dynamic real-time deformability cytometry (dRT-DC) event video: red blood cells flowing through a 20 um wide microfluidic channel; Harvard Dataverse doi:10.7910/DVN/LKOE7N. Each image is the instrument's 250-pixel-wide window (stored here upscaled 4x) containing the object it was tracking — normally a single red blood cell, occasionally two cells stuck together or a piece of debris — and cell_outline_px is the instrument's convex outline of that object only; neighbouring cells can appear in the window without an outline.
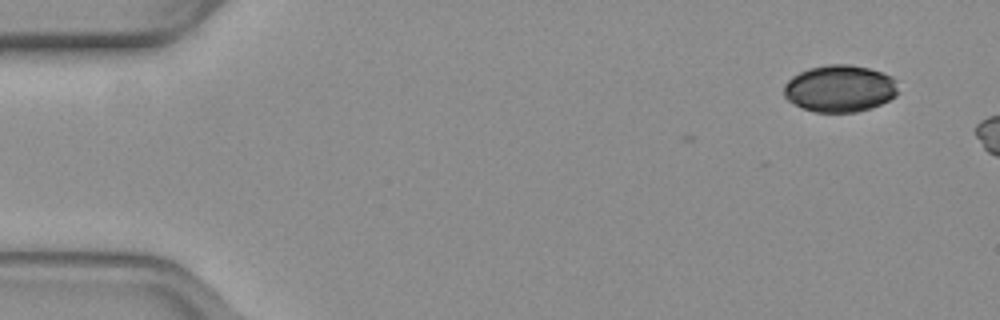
{"species": "common noctule bat (a hibernating species)", "species_latin": "Nyctalus noctula", "temperature_condition": "warm", "stored_images_in_passage": 5, "camera_frame_rate_fps": 3000, "um_per_image_px": 0.085, "animal": {"sex": "female", "body_mass_g": 19.3, "forearm_length_mm": 54.1}, "frame": {"image": 1, "passage_image": 1, "time_ms": 0.0, "image_size_px": [1000, 320], "cell_outline_px": [[896, 96], [872, 108], [856, 112], [816, 112], [804, 108], [788, 100], [784, 96], [784, 84], [792, 76], [808, 68], [824, 64], [852, 64], [868, 68], [892, 76], [896, 80]], "centroid_in_image_um": [71.37, 7.51], "position_along_channel_um": 13.6, "area_um2": 31.27}}